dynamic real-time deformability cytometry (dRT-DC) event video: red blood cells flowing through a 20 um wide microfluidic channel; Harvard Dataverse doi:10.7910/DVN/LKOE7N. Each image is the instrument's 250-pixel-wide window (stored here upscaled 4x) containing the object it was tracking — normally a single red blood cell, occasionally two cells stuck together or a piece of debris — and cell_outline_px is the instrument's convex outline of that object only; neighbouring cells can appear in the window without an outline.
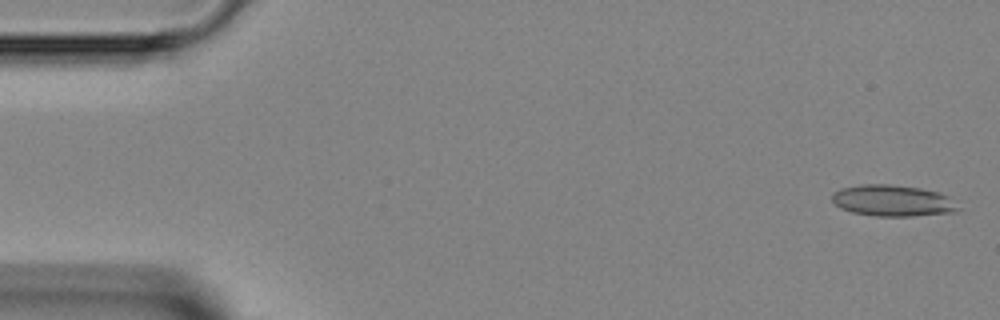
{"species": "Egyptian fruit bat (a non-hibernating species)", "species_latin": "Rousettus aegyptiacus", "temperature_condition": "room temperature", "stored_images_in_passage": 12, "camera_frame_rate_fps": 3000, "um_per_image_px": 0.085, "animal": {"sex": "female"}, "frame": {"image": 1, "passage_image": 1, "time_ms": 0.0, "image_size_px": [1000, 320], "cell_outline_px": [[960, 208], [956, 212], [912, 216], [876, 216], [852, 212], [840, 208], [832, 200], [832, 192], [840, 188], [860, 184], [888, 184], [920, 188], [936, 192], [948, 196]], "centroid_in_image_um": [75.85, 17.05], "position_along_channel_um": 9.2, "area_um2": 23.0}}
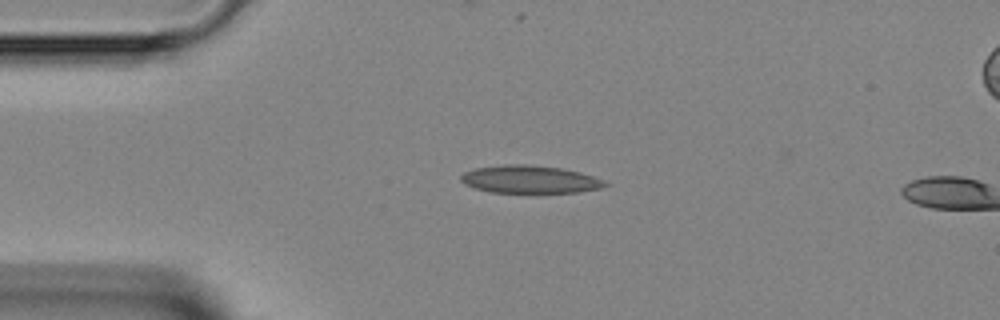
{"frame": {"image": 2, "passage_image": 10, "time_ms": 3.0, "image_size_px": [1000, 320], "cell_outline_px": [[608, 184], [604, 188], [576, 192], [488, 192], [464, 184], [460, 180], [460, 176], [464, 172], [476, 168], [504, 164], [524, 164], [560, 168], [580, 172], [592, 176]], "centroid_in_image_um": [44.99, 15.24], "position_along_channel_um": 40.0, "area_um2": 23.06}}